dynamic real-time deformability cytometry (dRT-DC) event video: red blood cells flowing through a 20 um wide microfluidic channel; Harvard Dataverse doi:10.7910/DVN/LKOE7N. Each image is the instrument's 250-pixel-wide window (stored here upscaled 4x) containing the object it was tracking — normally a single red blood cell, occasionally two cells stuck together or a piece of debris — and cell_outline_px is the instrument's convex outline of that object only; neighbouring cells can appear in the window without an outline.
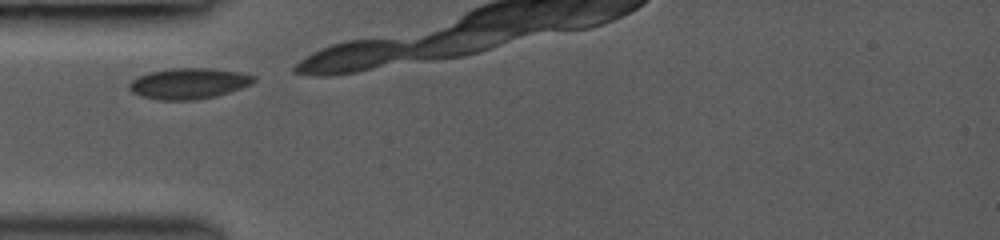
{"species": "common noctule bat (a hibernating species)", "species_latin": "Nyctalus noctula", "temperature_condition": "room temperature", "stored_images_in_passage": 5, "camera_frame_rate_fps": 3000, "um_per_image_px": 0.085, "animal": {"sex": "female", "body_mass_g": 19.0, "forearm_length_mm": 53.3}, "frame": {"image": 1, "passage_image": 1, "time_ms": 0.0, "image_size_px": [1000, 240], "cell_outline_px": [[256, 80], [252, 84], [216, 96], [192, 100], [160, 100], [140, 96], [132, 92], [128, 88], [128, 84], [136, 76], [148, 72], [172, 68], [212, 68], [240, 72], [256, 76]], "centroid_in_image_um": [16.02, 7.09], "position_along_channel_um": 69.0, "area_um2": 22.54}}